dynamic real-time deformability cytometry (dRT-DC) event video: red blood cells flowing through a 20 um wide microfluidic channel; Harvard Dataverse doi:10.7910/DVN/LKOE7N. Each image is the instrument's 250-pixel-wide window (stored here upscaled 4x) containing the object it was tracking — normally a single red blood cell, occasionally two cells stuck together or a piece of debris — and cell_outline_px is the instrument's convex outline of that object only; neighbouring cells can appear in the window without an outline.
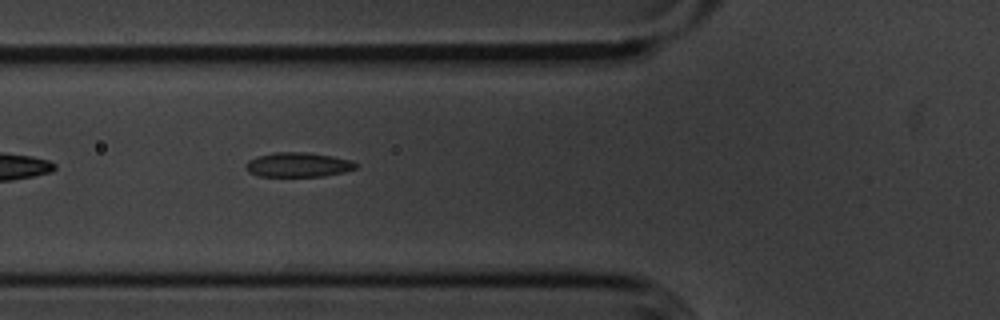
{"species": "common noctule bat (a hibernating species)", "species_latin": "Nyctalus noctula", "temperature_condition": "cold", "stored_images_in_passage": 20, "camera_frame_rate_fps": 3000, "um_per_image_px": 0.085, "animal": {"sex": "male", "body_mass_g": 20.1, "forearm_length_mm": 53.5}, "frame": {"image": 1, "passage_image": 6, "time_ms": 1.667, "image_size_px": [1000, 320], "cell_outline_px": [[360, 164], [356, 168], [344, 172], [324, 176], [260, 176], [248, 172], [244, 168], [244, 164], [248, 160], [260, 156], [276, 152], [308, 152], [332, 156], [352, 160]], "centroid_in_image_um": [25.36, 14.0], "position_along_channel_um": 100.4, "area_um2": 15.84}}
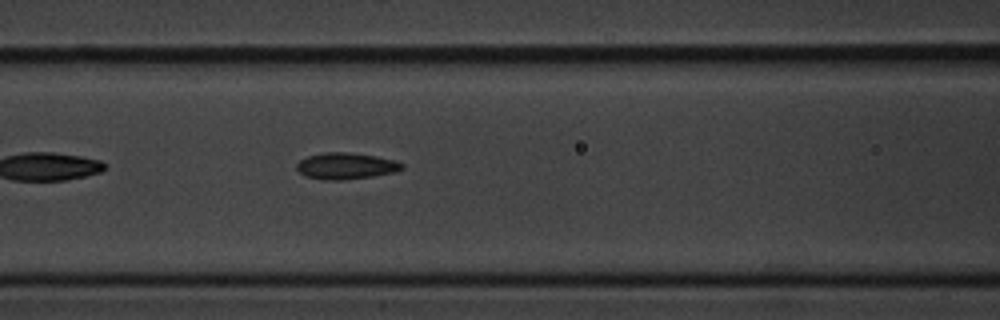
{"frame": {"image": 2, "passage_image": 9, "time_ms": 2.667, "image_size_px": [1000, 320], "cell_outline_px": [[404, 168], [396, 172], [372, 176], [340, 180], [324, 180], [308, 176], [300, 172], [296, 168], [296, 164], [300, 160], [308, 156], [324, 152], [348, 152], [376, 156], [392, 160], [404, 164]], "centroid_in_image_um": [29.41, 14.1], "position_along_channel_um": 137.2, "area_um2": 16.07}}
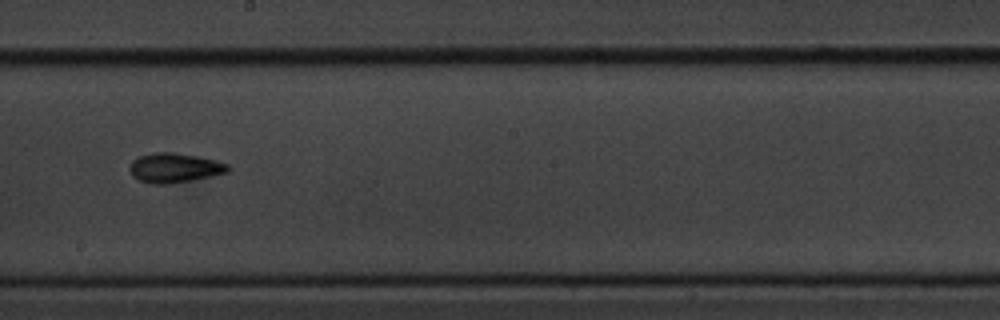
{"frame": {"image": 3, "passage_image": 17, "time_ms": 5.333, "image_size_px": [1000, 320], "cell_outline_px": [[228, 172], [188, 180], [164, 184], [152, 184], [140, 180], [132, 176], [128, 168], [132, 160], [140, 156], [156, 152], [172, 152], [196, 156], [216, 160], [228, 164]], "centroid_in_image_um": [14.78, 14.25], "position_along_channel_um": 233.4, "area_um2": 16.59}}